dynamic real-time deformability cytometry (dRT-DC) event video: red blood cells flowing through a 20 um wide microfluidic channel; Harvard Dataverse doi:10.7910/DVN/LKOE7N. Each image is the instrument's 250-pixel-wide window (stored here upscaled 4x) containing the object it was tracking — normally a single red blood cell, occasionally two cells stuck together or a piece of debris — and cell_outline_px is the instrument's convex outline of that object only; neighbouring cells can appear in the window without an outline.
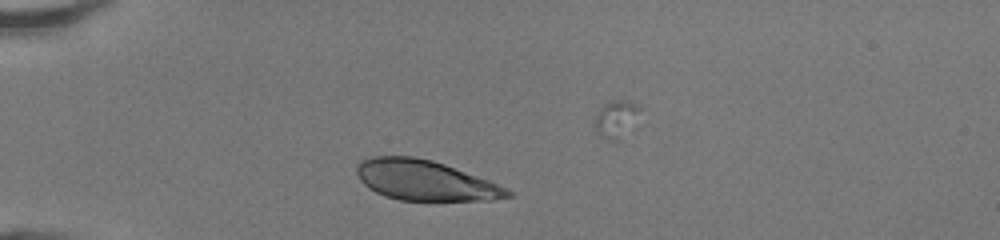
{"species": "human", "species_latin": "Homo sapiens", "temperature_condition": "room temperature", "stored_images_in_passage": 28, "camera_frame_rate_fps": 3000, "um_per_image_px": 0.085, "donor": {"sex": "female"}, "frame": {"image": 1, "passage_image": 13, "time_ms": 4.0, "image_size_px": [1000, 240], "cell_outline_px": [[512, 196], [492, 200], [400, 200], [384, 196], [368, 188], [360, 180], [356, 172], [356, 164], [360, 160], [372, 156], [412, 156], [432, 160], [444, 164], [488, 180], [508, 188], [512, 192]], "centroid_in_image_um": [36.1, 15.32], "position_along_channel_um": 48.9, "area_um2": 35.26}}
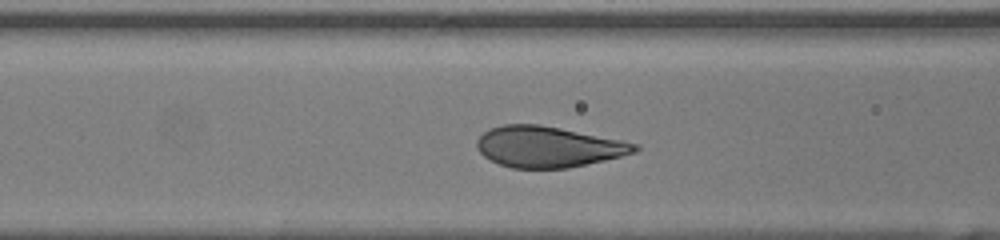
{"frame": {"image": 2, "passage_image": 20, "time_ms": 6.333, "image_size_px": [1000, 240], "cell_outline_px": [[640, 148], [636, 152], [604, 160], [568, 168], [512, 168], [500, 164], [484, 156], [476, 148], [476, 140], [484, 132], [492, 128], [504, 124], [540, 124], [640, 144]], "centroid_in_image_um": [46.58, 12.47], "position_along_channel_um": 120.0, "area_um2": 37.34}}
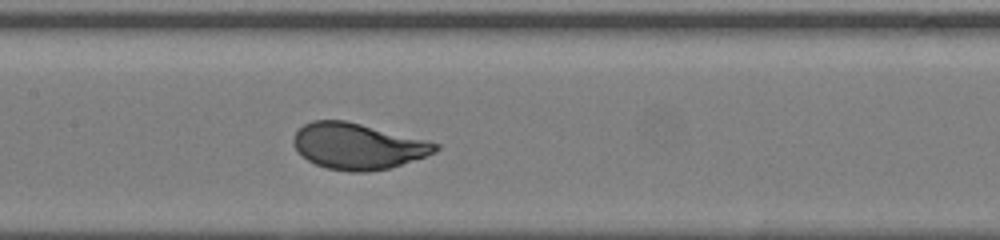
{"frame": {"image": 3, "passage_image": 24, "time_ms": 7.667, "image_size_px": [1000, 240], "cell_outline_px": [[440, 148], [436, 152], [388, 168], [368, 172], [348, 172], [328, 168], [316, 164], [308, 160], [292, 144], [292, 140], [296, 132], [304, 124], [312, 120], [344, 120], [428, 140], [440, 144]], "centroid_in_image_um": [30.41, 12.42], "position_along_channel_um": 177.0, "area_um2": 37.8}}